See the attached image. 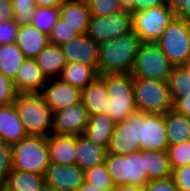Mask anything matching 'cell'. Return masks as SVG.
<instances>
[{"instance_id":"7a4b0ae2","label":"cell","mask_w":190,"mask_h":191,"mask_svg":"<svg viewBox=\"0 0 190 191\" xmlns=\"http://www.w3.org/2000/svg\"><path fill=\"white\" fill-rule=\"evenodd\" d=\"M28 135L48 137L53 113L39 93L18 94L13 102Z\"/></svg>"},{"instance_id":"52a82bcc","label":"cell","mask_w":190,"mask_h":191,"mask_svg":"<svg viewBox=\"0 0 190 191\" xmlns=\"http://www.w3.org/2000/svg\"><path fill=\"white\" fill-rule=\"evenodd\" d=\"M155 43L174 67L186 65L190 61V24L175 17Z\"/></svg>"},{"instance_id":"7dc6e473","label":"cell","mask_w":190,"mask_h":191,"mask_svg":"<svg viewBox=\"0 0 190 191\" xmlns=\"http://www.w3.org/2000/svg\"><path fill=\"white\" fill-rule=\"evenodd\" d=\"M67 0H34L36 7L59 8Z\"/></svg>"},{"instance_id":"816d5d0a","label":"cell","mask_w":190,"mask_h":191,"mask_svg":"<svg viewBox=\"0 0 190 191\" xmlns=\"http://www.w3.org/2000/svg\"><path fill=\"white\" fill-rule=\"evenodd\" d=\"M0 191H13V190H11L6 184L3 183L0 186Z\"/></svg>"},{"instance_id":"4316f807","label":"cell","mask_w":190,"mask_h":191,"mask_svg":"<svg viewBox=\"0 0 190 191\" xmlns=\"http://www.w3.org/2000/svg\"><path fill=\"white\" fill-rule=\"evenodd\" d=\"M166 135L169 146L190 140V118L171 109L165 114Z\"/></svg>"},{"instance_id":"603a6c76","label":"cell","mask_w":190,"mask_h":191,"mask_svg":"<svg viewBox=\"0 0 190 191\" xmlns=\"http://www.w3.org/2000/svg\"><path fill=\"white\" fill-rule=\"evenodd\" d=\"M25 58L34 59L48 44L49 38L32 25L21 26L15 41Z\"/></svg>"},{"instance_id":"7402d4cb","label":"cell","mask_w":190,"mask_h":191,"mask_svg":"<svg viewBox=\"0 0 190 191\" xmlns=\"http://www.w3.org/2000/svg\"><path fill=\"white\" fill-rule=\"evenodd\" d=\"M76 165L88 170L104 162L107 150L91 142L83 134L75 136Z\"/></svg>"},{"instance_id":"ac0fdd59","label":"cell","mask_w":190,"mask_h":191,"mask_svg":"<svg viewBox=\"0 0 190 191\" xmlns=\"http://www.w3.org/2000/svg\"><path fill=\"white\" fill-rule=\"evenodd\" d=\"M82 102L89 115L108 114L111 104L105 85V74L97 76L83 91Z\"/></svg>"},{"instance_id":"74e56055","label":"cell","mask_w":190,"mask_h":191,"mask_svg":"<svg viewBox=\"0 0 190 191\" xmlns=\"http://www.w3.org/2000/svg\"><path fill=\"white\" fill-rule=\"evenodd\" d=\"M18 94L13 79L5 76L0 71V106L13 104Z\"/></svg>"},{"instance_id":"f35d334b","label":"cell","mask_w":190,"mask_h":191,"mask_svg":"<svg viewBox=\"0 0 190 191\" xmlns=\"http://www.w3.org/2000/svg\"><path fill=\"white\" fill-rule=\"evenodd\" d=\"M12 166V147L0 139V182L5 183Z\"/></svg>"},{"instance_id":"7bdbcfd3","label":"cell","mask_w":190,"mask_h":191,"mask_svg":"<svg viewBox=\"0 0 190 191\" xmlns=\"http://www.w3.org/2000/svg\"><path fill=\"white\" fill-rule=\"evenodd\" d=\"M175 10V17L190 24V0H170L168 2Z\"/></svg>"},{"instance_id":"f907efd6","label":"cell","mask_w":190,"mask_h":191,"mask_svg":"<svg viewBox=\"0 0 190 191\" xmlns=\"http://www.w3.org/2000/svg\"><path fill=\"white\" fill-rule=\"evenodd\" d=\"M118 1H119V4H120L122 10L133 13L134 0H118Z\"/></svg>"},{"instance_id":"f1b7e54d","label":"cell","mask_w":190,"mask_h":191,"mask_svg":"<svg viewBox=\"0 0 190 191\" xmlns=\"http://www.w3.org/2000/svg\"><path fill=\"white\" fill-rule=\"evenodd\" d=\"M6 184L13 191H44L46 189L45 176L12 169Z\"/></svg>"},{"instance_id":"3957f363","label":"cell","mask_w":190,"mask_h":191,"mask_svg":"<svg viewBox=\"0 0 190 191\" xmlns=\"http://www.w3.org/2000/svg\"><path fill=\"white\" fill-rule=\"evenodd\" d=\"M11 147L13 169L45 175L50 165L47 137L29 135Z\"/></svg>"},{"instance_id":"c3c4849f","label":"cell","mask_w":190,"mask_h":191,"mask_svg":"<svg viewBox=\"0 0 190 191\" xmlns=\"http://www.w3.org/2000/svg\"><path fill=\"white\" fill-rule=\"evenodd\" d=\"M113 191H144V186L125 184L114 186Z\"/></svg>"},{"instance_id":"f546056e","label":"cell","mask_w":190,"mask_h":191,"mask_svg":"<svg viewBox=\"0 0 190 191\" xmlns=\"http://www.w3.org/2000/svg\"><path fill=\"white\" fill-rule=\"evenodd\" d=\"M24 60V54L16 43L0 45V71L5 76L14 79L18 67Z\"/></svg>"},{"instance_id":"2e32d148","label":"cell","mask_w":190,"mask_h":191,"mask_svg":"<svg viewBox=\"0 0 190 191\" xmlns=\"http://www.w3.org/2000/svg\"><path fill=\"white\" fill-rule=\"evenodd\" d=\"M67 63L79 62L92 66L97 71L99 44L95 43L87 34L60 45Z\"/></svg>"},{"instance_id":"8fae6325","label":"cell","mask_w":190,"mask_h":191,"mask_svg":"<svg viewBox=\"0 0 190 191\" xmlns=\"http://www.w3.org/2000/svg\"><path fill=\"white\" fill-rule=\"evenodd\" d=\"M140 150L139 111H136L126 120L115 124L107 152L128 155Z\"/></svg>"},{"instance_id":"d6a6232c","label":"cell","mask_w":190,"mask_h":191,"mask_svg":"<svg viewBox=\"0 0 190 191\" xmlns=\"http://www.w3.org/2000/svg\"><path fill=\"white\" fill-rule=\"evenodd\" d=\"M84 181L99 189H113L114 184L105 163L84 171Z\"/></svg>"},{"instance_id":"4dcf8cb0","label":"cell","mask_w":190,"mask_h":191,"mask_svg":"<svg viewBox=\"0 0 190 191\" xmlns=\"http://www.w3.org/2000/svg\"><path fill=\"white\" fill-rule=\"evenodd\" d=\"M173 103L190 93V61L184 66H175L168 80Z\"/></svg>"},{"instance_id":"d4e9b609","label":"cell","mask_w":190,"mask_h":191,"mask_svg":"<svg viewBox=\"0 0 190 191\" xmlns=\"http://www.w3.org/2000/svg\"><path fill=\"white\" fill-rule=\"evenodd\" d=\"M34 59L47 79L59 78L67 63L60 46L51 43Z\"/></svg>"},{"instance_id":"4fadbf2b","label":"cell","mask_w":190,"mask_h":191,"mask_svg":"<svg viewBox=\"0 0 190 191\" xmlns=\"http://www.w3.org/2000/svg\"><path fill=\"white\" fill-rule=\"evenodd\" d=\"M88 121V110L81 101L53 113L52 133L78 136L84 133Z\"/></svg>"},{"instance_id":"7c38bea8","label":"cell","mask_w":190,"mask_h":191,"mask_svg":"<svg viewBox=\"0 0 190 191\" xmlns=\"http://www.w3.org/2000/svg\"><path fill=\"white\" fill-rule=\"evenodd\" d=\"M139 143L141 150L168 149L164 114H146L139 111Z\"/></svg>"},{"instance_id":"ffe728a7","label":"cell","mask_w":190,"mask_h":191,"mask_svg":"<svg viewBox=\"0 0 190 191\" xmlns=\"http://www.w3.org/2000/svg\"><path fill=\"white\" fill-rule=\"evenodd\" d=\"M28 136L14 104L0 106V139L12 145Z\"/></svg>"},{"instance_id":"30bf717a","label":"cell","mask_w":190,"mask_h":191,"mask_svg":"<svg viewBox=\"0 0 190 191\" xmlns=\"http://www.w3.org/2000/svg\"><path fill=\"white\" fill-rule=\"evenodd\" d=\"M132 31V13L120 10L108 16L91 15L86 34L101 45Z\"/></svg>"},{"instance_id":"f6af8a7d","label":"cell","mask_w":190,"mask_h":191,"mask_svg":"<svg viewBox=\"0 0 190 191\" xmlns=\"http://www.w3.org/2000/svg\"><path fill=\"white\" fill-rule=\"evenodd\" d=\"M169 4L167 0H134L133 2V13L146 10L157 5Z\"/></svg>"},{"instance_id":"8992f818","label":"cell","mask_w":190,"mask_h":191,"mask_svg":"<svg viewBox=\"0 0 190 191\" xmlns=\"http://www.w3.org/2000/svg\"><path fill=\"white\" fill-rule=\"evenodd\" d=\"M173 67L155 42H142L129 73L133 77L168 81Z\"/></svg>"},{"instance_id":"484cf974","label":"cell","mask_w":190,"mask_h":191,"mask_svg":"<svg viewBox=\"0 0 190 191\" xmlns=\"http://www.w3.org/2000/svg\"><path fill=\"white\" fill-rule=\"evenodd\" d=\"M143 169L148 181L170 177L172 169L167 150H143Z\"/></svg>"},{"instance_id":"9c48e42d","label":"cell","mask_w":190,"mask_h":191,"mask_svg":"<svg viewBox=\"0 0 190 191\" xmlns=\"http://www.w3.org/2000/svg\"><path fill=\"white\" fill-rule=\"evenodd\" d=\"M174 18L175 10L170 4L153 6L132 13V30L141 42H156Z\"/></svg>"},{"instance_id":"8d00e7d4","label":"cell","mask_w":190,"mask_h":191,"mask_svg":"<svg viewBox=\"0 0 190 191\" xmlns=\"http://www.w3.org/2000/svg\"><path fill=\"white\" fill-rule=\"evenodd\" d=\"M91 15L108 16L121 9L118 0H85Z\"/></svg>"},{"instance_id":"b9f144b4","label":"cell","mask_w":190,"mask_h":191,"mask_svg":"<svg viewBox=\"0 0 190 191\" xmlns=\"http://www.w3.org/2000/svg\"><path fill=\"white\" fill-rule=\"evenodd\" d=\"M144 191H179L173 178L151 180L144 185Z\"/></svg>"},{"instance_id":"bcb514c9","label":"cell","mask_w":190,"mask_h":191,"mask_svg":"<svg viewBox=\"0 0 190 191\" xmlns=\"http://www.w3.org/2000/svg\"><path fill=\"white\" fill-rule=\"evenodd\" d=\"M174 109L190 118V93H183V98L174 103Z\"/></svg>"},{"instance_id":"ee69618b","label":"cell","mask_w":190,"mask_h":191,"mask_svg":"<svg viewBox=\"0 0 190 191\" xmlns=\"http://www.w3.org/2000/svg\"><path fill=\"white\" fill-rule=\"evenodd\" d=\"M14 9L11 0H0V22L14 20Z\"/></svg>"},{"instance_id":"60d3db41","label":"cell","mask_w":190,"mask_h":191,"mask_svg":"<svg viewBox=\"0 0 190 191\" xmlns=\"http://www.w3.org/2000/svg\"><path fill=\"white\" fill-rule=\"evenodd\" d=\"M19 26L14 20L0 22V45L15 43Z\"/></svg>"},{"instance_id":"1f68e13d","label":"cell","mask_w":190,"mask_h":191,"mask_svg":"<svg viewBox=\"0 0 190 191\" xmlns=\"http://www.w3.org/2000/svg\"><path fill=\"white\" fill-rule=\"evenodd\" d=\"M59 18V8L36 7L31 25L47 36Z\"/></svg>"},{"instance_id":"44dd1931","label":"cell","mask_w":190,"mask_h":191,"mask_svg":"<svg viewBox=\"0 0 190 191\" xmlns=\"http://www.w3.org/2000/svg\"><path fill=\"white\" fill-rule=\"evenodd\" d=\"M59 17L83 35L87 32L91 13L85 0H67L59 7Z\"/></svg>"},{"instance_id":"6da1fadb","label":"cell","mask_w":190,"mask_h":191,"mask_svg":"<svg viewBox=\"0 0 190 191\" xmlns=\"http://www.w3.org/2000/svg\"><path fill=\"white\" fill-rule=\"evenodd\" d=\"M141 43L138 35L132 30L99 45L98 76L104 74H128L132 69Z\"/></svg>"},{"instance_id":"d6986e66","label":"cell","mask_w":190,"mask_h":191,"mask_svg":"<svg viewBox=\"0 0 190 191\" xmlns=\"http://www.w3.org/2000/svg\"><path fill=\"white\" fill-rule=\"evenodd\" d=\"M49 161L53 164L75 165V136L51 133L47 137Z\"/></svg>"},{"instance_id":"277c9868","label":"cell","mask_w":190,"mask_h":191,"mask_svg":"<svg viewBox=\"0 0 190 191\" xmlns=\"http://www.w3.org/2000/svg\"><path fill=\"white\" fill-rule=\"evenodd\" d=\"M137 110L146 114H165L174 109L168 81L133 77Z\"/></svg>"},{"instance_id":"836d02e7","label":"cell","mask_w":190,"mask_h":191,"mask_svg":"<svg viewBox=\"0 0 190 191\" xmlns=\"http://www.w3.org/2000/svg\"><path fill=\"white\" fill-rule=\"evenodd\" d=\"M80 34L59 17L48 35L49 43L63 45Z\"/></svg>"},{"instance_id":"e0dca14e","label":"cell","mask_w":190,"mask_h":191,"mask_svg":"<svg viewBox=\"0 0 190 191\" xmlns=\"http://www.w3.org/2000/svg\"><path fill=\"white\" fill-rule=\"evenodd\" d=\"M41 68L35 59L25 58L18 67L17 74L13 79L15 89L19 94L40 93L47 82Z\"/></svg>"},{"instance_id":"5b68a950","label":"cell","mask_w":190,"mask_h":191,"mask_svg":"<svg viewBox=\"0 0 190 191\" xmlns=\"http://www.w3.org/2000/svg\"><path fill=\"white\" fill-rule=\"evenodd\" d=\"M105 85L111 104L109 115L117 123L138 111L135 103L133 76L128 74H105Z\"/></svg>"},{"instance_id":"9a60e30c","label":"cell","mask_w":190,"mask_h":191,"mask_svg":"<svg viewBox=\"0 0 190 191\" xmlns=\"http://www.w3.org/2000/svg\"><path fill=\"white\" fill-rule=\"evenodd\" d=\"M44 176L48 190L77 191L84 183V170L76 164L50 163Z\"/></svg>"},{"instance_id":"ab89813d","label":"cell","mask_w":190,"mask_h":191,"mask_svg":"<svg viewBox=\"0 0 190 191\" xmlns=\"http://www.w3.org/2000/svg\"><path fill=\"white\" fill-rule=\"evenodd\" d=\"M171 177L179 191H190V164L173 169Z\"/></svg>"},{"instance_id":"e575fe53","label":"cell","mask_w":190,"mask_h":191,"mask_svg":"<svg viewBox=\"0 0 190 191\" xmlns=\"http://www.w3.org/2000/svg\"><path fill=\"white\" fill-rule=\"evenodd\" d=\"M14 9V21L19 27L31 25L36 8L34 0H11Z\"/></svg>"},{"instance_id":"d590c367","label":"cell","mask_w":190,"mask_h":191,"mask_svg":"<svg viewBox=\"0 0 190 191\" xmlns=\"http://www.w3.org/2000/svg\"><path fill=\"white\" fill-rule=\"evenodd\" d=\"M171 169L190 164V140L167 149Z\"/></svg>"},{"instance_id":"83f0119b","label":"cell","mask_w":190,"mask_h":191,"mask_svg":"<svg viewBox=\"0 0 190 191\" xmlns=\"http://www.w3.org/2000/svg\"><path fill=\"white\" fill-rule=\"evenodd\" d=\"M97 76V71L92 66L73 62L66 63L59 78L83 91Z\"/></svg>"},{"instance_id":"cb8c5ba5","label":"cell","mask_w":190,"mask_h":191,"mask_svg":"<svg viewBox=\"0 0 190 191\" xmlns=\"http://www.w3.org/2000/svg\"><path fill=\"white\" fill-rule=\"evenodd\" d=\"M115 124L116 122L109 114L89 115V121L83 135L91 142L107 150Z\"/></svg>"},{"instance_id":"5bb4252c","label":"cell","mask_w":190,"mask_h":191,"mask_svg":"<svg viewBox=\"0 0 190 191\" xmlns=\"http://www.w3.org/2000/svg\"><path fill=\"white\" fill-rule=\"evenodd\" d=\"M39 94L52 113L82 101V91L60 78L48 79Z\"/></svg>"},{"instance_id":"ba28073f","label":"cell","mask_w":190,"mask_h":191,"mask_svg":"<svg viewBox=\"0 0 190 191\" xmlns=\"http://www.w3.org/2000/svg\"><path fill=\"white\" fill-rule=\"evenodd\" d=\"M104 163L114 186H144L148 182L143 169V150L128 155L106 152Z\"/></svg>"},{"instance_id":"681fc988","label":"cell","mask_w":190,"mask_h":191,"mask_svg":"<svg viewBox=\"0 0 190 191\" xmlns=\"http://www.w3.org/2000/svg\"><path fill=\"white\" fill-rule=\"evenodd\" d=\"M77 191H113V189H99L84 181Z\"/></svg>"}]
</instances>
